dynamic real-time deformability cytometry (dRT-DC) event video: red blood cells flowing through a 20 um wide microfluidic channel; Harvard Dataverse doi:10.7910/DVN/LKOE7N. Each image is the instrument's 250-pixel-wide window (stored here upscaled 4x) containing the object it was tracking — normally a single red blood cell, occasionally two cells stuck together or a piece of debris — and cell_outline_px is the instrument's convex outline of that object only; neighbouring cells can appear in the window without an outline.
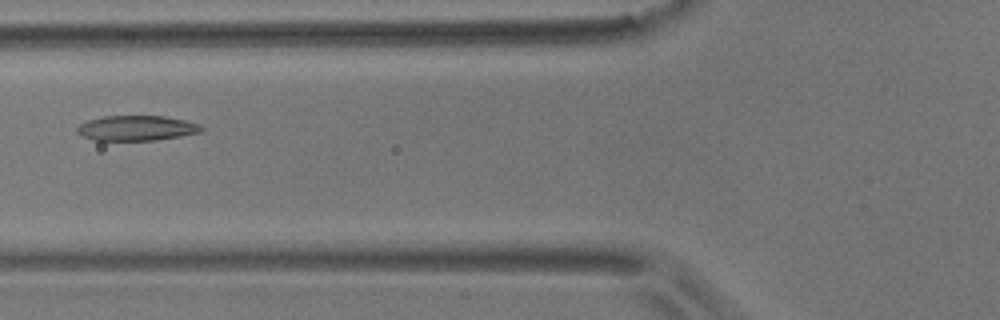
{"species": "common noctule bat (a hibernating species)", "species_latin": "Nyctalus noctula", "temperature_condition": "room temperature", "stored_images_in_passage": 10, "camera_frame_rate_fps": 3000, "um_per_image_px": 0.085, "animal": {"sex": "male", "body_mass_g": 17.9}, "frame": {"image": 1, "passage_image": 5, "time_ms": 1.333, "image_size_px": [1000, 320], "cell_outline_px": [[204, 132], [156, 140], [96, 140], [80, 136], [76, 132], [76, 128], [80, 124], [88, 120], [104, 116], [164, 116], [184, 120], [200, 124], [204, 128]], "centroid_in_image_um": [11.62, 10.89], "position_along_channel_um": 114.2, "area_um2": 18.26}}
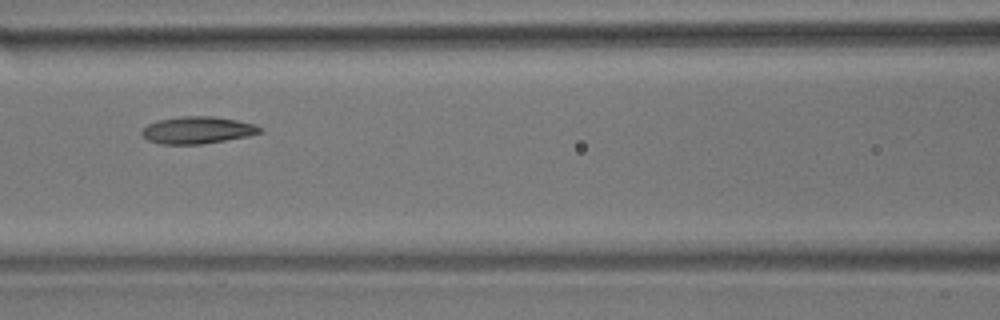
{"frame": {"image": 2, "passage_image": 6, "time_ms": 1.667, "image_size_px": [1000, 320], "cell_outline_px": [[264, 132], [248, 136], [200, 144], [160, 144], [148, 140], [140, 132], [148, 124], [156, 120], [184, 116], [212, 116], [236, 120], [252, 124], [264, 128]], "centroid_in_image_um": [16.79, 11.06], "position_along_channel_um": 149.8, "area_um2": 18.55}}